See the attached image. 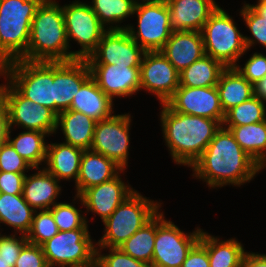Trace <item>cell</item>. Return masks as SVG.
I'll list each match as a JSON object with an SVG mask.
<instances>
[{
    "instance_id": "6da1fadb",
    "label": "cell",
    "mask_w": 266,
    "mask_h": 267,
    "mask_svg": "<svg viewBox=\"0 0 266 267\" xmlns=\"http://www.w3.org/2000/svg\"><path fill=\"white\" fill-rule=\"evenodd\" d=\"M191 169L192 176L206 182L210 188L230 184L240 187L260 173L259 164L239 146L232 132L223 125Z\"/></svg>"
},
{
    "instance_id": "7a4b0ae2",
    "label": "cell",
    "mask_w": 266,
    "mask_h": 267,
    "mask_svg": "<svg viewBox=\"0 0 266 267\" xmlns=\"http://www.w3.org/2000/svg\"><path fill=\"white\" fill-rule=\"evenodd\" d=\"M161 107L162 133L172 159L191 168L222 125L214 119L175 112L165 103Z\"/></svg>"
},
{
    "instance_id": "3957f363",
    "label": "cell",
    "mask_w": 266,
    "mask_h": 267,
    "mask_svg": "<svg viewBox=\"0 0 266 267\" xmlns=\"http://www.w3.org/2000/svg\"><path fill=\"white\" fill-rule=\"evenodd\" d=\"M62 6L55 0H44L37 8L31 23L27 61H71L74 51L69 50Z\"/></svg>"
},
{
    "instance_id": "277c9868",
    "label": "cell",
    "mask_w": 266,
    "mask_h": 267,
    "mask_svg": "<svg viewBox=\"0 0 266 267\" xmlns=\"http://www.w3.org/2000/svg\"><path fill=\"white\" fill-rule=\"evenodd\" d=\"M44 0L0 1V64L21 59L27 52L31 23Z\"/></svg>"
},
{
    "instance_id": "5b68a950",
    "label": "cell",
    "mask_w": 266,
    "mask_h": 267,
    "mask_svg": "<svg viewBox=\"0 0 266 267\" xmlns=\"http://www.w3.org/2000/svg\"><path fill=\"white\" fill-rule=\"evenodd\" d=\"M161 204L135 190L103 222L104 234L96 248H119L160 211Z\"/></svg>"
},
{
    "instance_id": "8992f818",
    "label": "cell",
    "mask_w": 266,
    "mask_h": 267,
    "mask_svg": "<svg viewBox=\"0 0 266 267\" xmlns=\"http://www.w3.org/2000/svg\"><path fill=\"white\" fill-rule=\"evenodd\" d=\"M1 77L24 97L55 112L53 62L15 60L3 65Z\"/></svg>"
},
{
    "instance_id": "52a82bcc",
    "label": "cell",
    "mask_w": 266,
    "mask_h": 267,
    "mask_svg": "<svg viewBox=\"0 0 266 267\" xmlns=\"http://www.w3.org/2000/svg\"><path fill=\"white\" fill-rule=\"evenodd\" d=\"M206 55L222 63L226 68L237 66V62L247 51L244 35L236 23L220 6L211 14L202 30Z\"/></svg>"
},
{
    "instance_id": "ba28073f",
    "label": "cell",
    "mask_w": 266,
    "mask_h": 267,
    "mask_svg": "<svg viewBox=\"0 0 266 267\" xmlns=\"http://www.w3.org/2000/svg\"><path fill=\"white\" fill-rule=\"evenodd\" d=\"M134 14L138 18L137 30L131 24L125 25V30L145 51H160L173 32L166 0L137 2Z\"/></svg>"
},
{
    "instance_id": "9c48e42d",
    "label": "cell",
    "mask_w": 266,
    "mask_h": 267,
    "mask_svg": "<svg viewBox=\"0 0 266 267\" xmlns=\"http://www.w3.org/2000/svg\"><path fill=\"white\" fill-rule=\"evenodd\" d=\"M89 228L59 231L41 245L49 267H79L96 260V244Z\"/></svg>"
},
{
    "instance_id": "30bf717a",
    "label": "cell",
    "mask_w": 266,
    "mask_h": 267,
    "mask_svg": "<svg viewBox=\"0 0 266 267\" xmlns=\"http://www.w3.org/2000/svg\"><path fill=\"white\" fill-rule=\"evenodd\" d=\"M201 228L184 233L163 212L156 214V237L151 267H181L192 247L199 241Z\"/></svg>"
},
{
    "instance_id": "8fae6325",
    "label": "cell",
    "mask_w": 266,
    "mask_h": 267,
    "mask_svg": "<svg viewBox=\"0 0 266 267\" xmlns=\"http://www.w3.org/2000/svg\"><path fill=\"white\" fill-rule=\"evenodd\" d=\"M0 97L5 102L9 114V126L12 125L46 133L57 132V114L48 107L41 106L24 97L9 81L0 84Z\"/></svg>"
},
{
    "instance_id": "7c38bea8",
    "label": "cell",
    "mask_w": 266,
    "mask_h": 267,
    "mask_svg": "<svg viewBox=\"0 0 266 267\" xmlns=\"http://www.w3.org/2000/svg\"><path fill=\"white\" fill-rule=\"evenodd\" d=\"M62 11L68 43L73 39L81 46L80 50L74 51V59H87L108 29L100 23L89 3L75 0L63 5Z\"/></svg>"
},
{
    "instance_id": "4fadbf2b",
    "label": "cell",
    "mask_w": 266,
    "mask_h": 267,
    "mask_svg": "<svg viewBox=\"0 0 266 267\" xmlns=\"http://www.w3.org/2000/svg\"><path fill=\"white\" fill-rule=\"evenodd\" d=\"M131 115L118 114L96 122L90 150L113 160L123 170L128 166Z\"/></svg>"
},
{
    "instance_id": "5bb4252c",
    "label": "cell",
    "mask_w": 266,
    "mask_h": 267,
    "mask_svg": "<svg viewBox=\"0 0 266 267\" xmlns=\"http://www.w3.org/2000/svg\"><path fill=\"white\" fill-rule=\"evenodd\" d=\"M180 86L179 72L161 51H146L140 66V90L165 103Z\"/></svg>"
},
{
    "instance_id": "9a60e30c",
    "label": "cell",
    "mask_w": 266,
    "mask_h": 267,
    "mask_svg": "<svg viewBox=\"0 0 266 267\" xmlns=\"http://www.w3.org/2000/svg\"><path fill=\"white\" fill-rule=\"evenodd\" d=\"M165 104L175 112L214 119L221 125L225 119L216 86H179Z\"/></svg>"
},
{
    "instance_id": "2e32d148",
    "label": "cell",
    "mask_w": 266,
    "mask_h": 267,
    "mask_svg": "<svg viewBox=\"0 0 266 267\" xmlns=\"http://www.w3.org/2000/svg\"><path fill=\"white\" fill-rule=\"evenodd\" d=\"M145 52L126 30H107L86 61L88 64L141 66Z\"/></svg>"
},
{
    "instance_id": "e0dca14e",
    "label": "cell",
    "mask_w": 266,
    "mask_h": 267,
    "mask_svg": "<svg viewBox=\"0 0 266 267\" xmlns=\"http://www.w3.org/2000/svg\"><path fill=\"white\" fill-rule=\"evenodd\" d=\"M91 77L86 59L53 62L55 113L70 108L75 94Z\"/></svg>"
},
{
    "instance_id": "ac0fdd59",
    "label": "cell",
    "mask_w": 266,
    "mask_h": 267,
    "mask_svg": "<svg viewBox=\"0 0 266 267\" xmlns=\"http://www.w3.org/2000/svg\"><path fill=\"white\" fill-rule=\"evenodd\" d=\"M122 172L124 170L113 179L86 189L80 196L75 195L73 201L79 199L87 209L85 212L99 215L104 222L135 191L121 179Z\"/></svg>"
},
{
    "instance_id": "d6986e66",
    "label": "cell",
    "mask_w": 266,
    "mask_h": 267,
    "mask_svg": "<svg viewBox=\"0 0 266 267\" xmlns=\"http://www.w3.org/2000/svg\"><path fill=\"white\" fill-rule=\"evenodd\" d=\"M91 77L98 87L112 99L130 97L140 91V66L117 64H88Z\"/></svg>"
},
{
    "instance_id": "ffe728a7",
    "label": "cell",
    "mask_w": 266,
    "mask_h": 267,
    "mask_svg": "<svg viewBox=\"0 0 266 267\" xmlns=\"http://www.w3.org/2000/svg\"><path fill=\"white\" fill-rule=\"evenodd\" d=\"M173 31H199L218 8L215 0H166Z\"/></svg>"
},
{
    "instance_id": "44dd1931",
    "label": "cell",
    "mask_w": 266,
    "mask_h": 267,
    "mask_svg": "<svg viewBox=\"0 0 266 267\" xmlns=\"http://www.w3.org/2000/svg\"><path fill=\"white\" fill-rule=\"evenodd\" d=\"M160 51L180 73L205 55L202 33L173 31Z\"/></svg>"
},
{
    "instance_id": "7402d4cb",
    "label": "cell",
    "mask_w": 266,
    "mask_h": 267,
    "mask_svg": "<svg viewBox=\"0 0 266 267\" xmlns=\"http://www.w3.org/2000/svg\"><path fill=\"white\" fill-rule=\"evenodd\" d=\"M35 170L38 171L34 174H26L22 191L23 198L35 211L49 210L57 203L55 200L61 194L60 181L43 166Z\"/></svg>"
},
{
    "instance_id": "603a6c76",
    "label": "cell",
    "mask_w": 266,
    "mask_h": 267,
    "mask_svg": "<svg viewBox=\"0 0 266 267\" xmlns=\"http://www.w3.org/2000/svg\"><path fill=\"white\" fill-rule=\"evenodd\" d=\"M122 170L113 160L101 153L84 150L79 176L75 183L76 195L80 196L86 189L113 179Z\"/></svg>"
},
{
    "instance_id": "cb8c5ba5",
    "label": "cell",
    "mask_w": 266,
    "mask_h": 267,
    "mask_svg": "<svg viewBox=\"0 0 266 267\" xmlns=\"http://www.w3.org/2000/svg\"><path fill=\"white\" fill-rule=\"evenodd\" d=\"M113 105V99L90 77L75 94L69 110L86 114L98 122L113 116Z\"/></svg>"
},
{
    "instance_id": "d4e9b609",
    "label": "cell",
    "mask_w": 266,
    "mask_h": 267,
    "mask_svg": "<svg viewBox=\"0 0 266 267\" xmlns=\"http://www.w3.org/2000/svg\"><path fill=\"white\" fill-rule=\"evenodd\" d=\"M83 149L66 144H47L46 161L44 167L57 180H75L77 182Z\"/></svg>"
},
{
    "instance_id": "484cf974",
    "label": "cell",
    "mask_w": 266,
    "mask_h": 267,
    "mask_svg": "<svg viewBox=\"0 0 266 267\" xmlns=\"http://www.w3.org/2000/svg\"><path fill=\"white\" fill-rule=\"evenodd\" d=\"M96 121L86 114L74 110H66L57 115V129L61 130L66 144L90 150Z\"/></svg>"
},
{
    "instance_id": "4316f807",
    "label": "cell",
    "mask_w": 266,
    "mask_h": 267,
    "mask_svg": "<svg viewBox=\"0 0 266 267\" xmlns=\"http://www.w3.org/2000/svg\"><path fill=\"white\" fill-rule=\"evenodd\" d=\"M216 87L224 113L254 96L253 85L235 67L221 73Z\"/></svg>"
},
{
    "instance_id": "83f0119b",
    "label": "cell",
    "mask_w": 266,
    "mask_h": 267,
    "mask_svg": "<svg viewBox=\"0 0 266 267\" xmlns=\"http://www.w3.org/2000/svg\"><path fill=\"white\" fill-rule=\"evenodd\" d=\"M202 230L199 241L207 248L209 267H241L243 244L235 238L220 240Z\"/></svg>"
},
{
    "instance_id": "f1b7e54d",
    "label": "cell",
    "mask_w": 266,
    "mask_h": 267,
    "mask_svg": "<svg viewBox=\"0 0 266 267\" xmlns=\"http://www.w3.org/2000/svg\"><path fill=\"white\" fill-rule=\"evenodd\" d=\"M34 212L22 194L0 192V223L12 227L14 233L26 235L30 231Z\"/></svg>"
},
{
    "instance_id": "f546056e",
    "label": "cell",
    "mask_w": 266,
    "mask_h": 267,
    "mask_svg": "<svg viewBox=\"0 0 266 267\" xmlns=\"http://www.w3.org/2000/svg\"><path fill=\"white\" fill-rule=\"evenodd\" d=\"M225 69L222 63L205 54L179 73L180 86L191 88L216 86Z\"/></svg>"
},
{
    "instance_id": "4dcf8cb0",
    "label": "cell",
    "mask_w": 266,
    "mask_h": 267,
    "mask_svg": "<svg viewBox=\"0 0 266 267\" xmlns=\"http://www.w3.org/2000/svg\"><path fill=\"white\" fill-rule=\"evenodd\" d=\"M12 131L10 128L7 141L33 169L39 168L42 162L45 163L48 144L45 142V137L48 136L46 133L24 130L17 134L18 136L11 138Z\"/></svg>"
},
{
    "instance_id": "1f68e13d",
    "label": "cell",
    "mask_w": 266,
    "mask_h": 267,
    "mask_svg": "<svg viewBox=\"0 0 266 267\" xmlns=\"http://www.w3.org/2000/svg\"><path fill=\"white\" fill-rule=\"evenodd\" d=\"M258 164L266 157V120L243 126H224Z\"/></svg>"
},
{
    "instance_id": "d6a6232c",
    "label": "cell",
    "mask_w": 266,
    "mask_h": 267,
    "mask_svg": "<svg viewBox=\"0 0 266 267\" xmlns=\"http://www.w3.org/2000/svg\"><path fill=\"white\" fill-rule=\"evenodd\" d=\"M136 3V0H92L90 6L106 29L125 30L119 23L134 15Z\"/></svg>"
},
{
    "instance_id": "836d02e7",
    "label": "cell",
    "mask_w": 266,
    "mask_h": 267,
    "mask_svg": "<svg viewBox=\"0 0 266 267\" xmlns=\"http://www.w3.org/2000/svg\"><path fill=\"white\" fill-rule=\"evenodd\" d=\"M156 237V215L119 248L136 260L152 266L153 249Z\"/></svg>"
},
{
    "instance_id": "e575fe53",
    "label": "cell",
    "mask_w": 266,
    "mask_h": 267,
    "mask_svg": "<svg viewBox=\"0 0 266 267\" xmlns=\"http://www.w3.org/2000/svg\"><path fill=\"white\" fill-rule=\"evenodd\" d=\"M266 120V106L257 97L232 107L225 113L223 126H243Z\"/></svg>"
},
{
    "instance_id": "d590c367",
    "label": "cell",
    "mask_w": 266,
    "mask_h": 267,
    "mask_svg": "<svg viewBox=\"0 0 266 267\" xmlns=\"http://www.w3.org/2000/svg\"><path fill=\"white\" fill-rule=\"evenodd\" d=\"M59 232L50 210L35 211L30 231L26 234L27 241L41 246Z\"/></svg>"
},
{
    "instance_id": "8d00e7d4",
    "label": "cell",
    "mask_w": 266,
    "mask_h": 267,
    "mask_svg": "<svg viewBox=\"0 0 266 267\" xmlns=\"http://www.w3.org/2000/svg\"><path fill=\"white\" fill-rule=\"evenodd\" d=\"M54 217L59 231H70L80 228H88V221L72 203L57 202L49 209Z\"/></svg>"
},
{
    "instance_id": "74e56055",
    "label": "cell",
    "mask_w": 266,
    "mask_h": 267,
    "mask_svg": "<svg viewBox=\"0 0 266 267\" xmlns=\"http://www.w3.org/2000/svg\"><path fill=\"white\" fill-rule=\"evenodd\" d=\"M241 17L245 21L247 28L251 32L252 38L244 36L246 49L249 50L254 44L259 43L266 47V20L257 14L245 3L240 10Z\"/></svg>"
},
{
    "instance_id": "f35d334b",
    "label": "cell",
    "mask_w": 266,
    "mask_h": 267,
    "mask_svg": "<svg viewBox=\"0 0 266 267\" xmlns=\"http://www.w3.org/2000/svg\"><path fill=\"white\" fill-rule=\"evenodd\" d=\"M107 249L109 254L101 253ZM96 260L99 267H150L124 253L120 248H96Z\"/></svg>"
},
{
    "instance_id": "ab89813d",
    "label": "cell",
    "mask_w": 266,
    "mask_h": 267,
    "mask_svg": "<svg viewBox=\"0 0 266 267\" xmlns=\"http://www.w3.org/2000/svg\"><path fill=\"white\" fill-rule=\"evenodd\" d=\"M33 170L32 166L23 159L7 141L0 148V171L25 173Z\"/></svg>"
},
{
    "instance_id": "60d3db41",
    "label": "cell",
    "mask_w": 266,
    "mask_h": 267,
    "mask_svg": "<svg viewBox=\"0 0 266 267\" xmlns=\"http://www.w3.org/2000/svg\"><path fill=\"white\" fill-rule=\"evenodd\" d=\"M235 68L254 85L266 76V55L255 52L244 67L237 65Z\"/></svg>"
},
{
    "instance_id": "b9f144b4",
    "label": "cell",
    "mask_w": 266,
    "mask_h": 267,
    "mask_svg": "<svg viewBox=\"0 0 266 267\" xmlns=\"http://www.w3.org/2000/svg\"><path fill=\"white\" fill-rule=\"evenodd\" d=\"M14 267H49L42 247L27 242L20 251Z\"/></svg>"
},
{
    "instance_id": "7bdbcfd3",
    "label": "cell",
    "mask_w": 266,
    "mask_h": 267,
    "mask_svg": "<svg viewBox=\"0 0 266 267\" xmlns=\"http://www.w3.org/2000/svg\"><path fill=\"white\" fill-rule=\"evenodd\" d=\"M2 235L0 232V255L5 260H17L23 246L28 242L26 235Z\"/></svg>"
},
{
    "instance_id": "ee69618b",
    "label": "cell",
    "mask_w": 266,
    "mask_h": 267,
    "mask_svg": "<svg viewBox=\"0 0 266 267\" xmlns=\"http://www.w3.org/2000/svg\"><path fill=\"white\" fill-rule=\"evenodd\" d=\"M26 173L0 171V192L10 195L22 194Z\"/></svg>"
},
{
    "instance_id": "f6af8a7d",
    "label": "cell",
    "mask_w": 266,
    "mask_h": 267,
    "mask_svg": "<svg viewBox=\"0 0 266 267\" xmlns=\"http://www.w3.org/2000/svg\"><path fill=\"white\" fill-rule=\"evenodd\" d=\"M181 267H209L207 248L198 241L189 251Z\"/></svg>"
},
{
    "instance_id": "bcb514c9",
    "label": "cell",
    "mask_w": 266,
    "mask_h": 267,
    "mask_svg": "<svg viewBox=\"0 0 266 267\" xmlns=\"http://www.w3.org/2000/svg\"><path fill=\"white\" fill-rule=\"evenodd\" d=\"M9 126V114L5 102L0 97V148L7 142Z\"/></svg>"
},
{
    "instance_id": "7dc6e473",
    "label": "cell",
    "mask_w": 266,
    "mask_h": 267,
    "mask_svg": "<svg viewBox=\"0 0 266 267\" xmlns=\"http://www.w3.org/2000/svg\"><path fill=\"white\" fill-rule=\"evenodd\" d=\"M241 267H266V254L245 252Z\"/></svg>"
},
{
    "instance_id": "c3c4849f",
    "label": "cell",
    "mask_w": 266,
    "mask_h": 267,
    "mask_svg": "<svg viewBox=\"0 0 266 267\" xmlns=\"http://www.w3.org/2000/svg\"><path fill=\"white\" fill-rule=\"evenodd\" d=\"M254 96L262 102H266V76L253 85Z\"/></svg>"
},
{
    "instance_id": "681fc988",
    "label": "cell",
    "mask_w": 266,
    "mask_h": 267,
    "mask_svg": "<svg viewBox=\"0 0 266 267\" xmlns=\"http://www.w3.org/2000/svg\"><path fill=\"white\" fill-rule=\"evenodd\" d=\"M257 4L255 5H251L249 4V6L257 13L259 14L261 17L265 18L266 20V0H257Z\"/></svg>"
},
{
    "instance_id": "f907efd6",
    "label": "cell",
    "mask_w": 266,
    "mask_h": 267,
    "mask_svg": "<svg viewBox=\"0 0 266 267\" xmlns=\"http://www.w3.org/2000/svg\"><path fill=\"white\" fill-rule=\"evenodd\" d=\"M16 260H5L0 255V267H14Z\"/></svg>"
},
{
    "instance_id": "816d5d0a",
    "label": "cell",
    "mask_w": 266,
    "mask_h": 267,
    "mask_svg": "<svg viewBox=\"0 0 266 267\" xmlns=\"http://www.w3.org/2000/svg\"><path fill=\"white\" fill-rule=\"evenodd\" d=\"M266 167V157L259 163V171Z\"/></svg>"
},
{
    "instance_id": "f5cc1de1",
    "label": "cell",
    "mask_w": 266,
    "mask_h": 267,
    "mask_svg": "<svg viewBox=\"0 0 266 267\" xmlns=\"http://www.w3.org/2000/svg\"><path fill=\"white\" fill-rule=\"evenodd\" d=\"M79 267H99L97 260H95L93 263L85 265V266H79Z\"/></svg>"
},
{
    "instance_id": "db71d44e",
    "label": "cell",
    "mask_w": 266,
    "mask_h": 267,
    "mask_svg": "<svg viewBox=\"0 0 266 267\" xmlns=\"http://www.w3.org/2000/svg\"><path fill=\"white\" fill-rule=\"evenodd\" d=\"M2 69H3V66L0 64V76H2Z\"/></svg>"
},
{
    "instance_id": "11a10c76",
    "label": "cell",
    "mask_w": 266,
    "mask_h": 267,
    "mask_svg": "<svg viewBox=\"0 0 266 267\" xmlns=\"http://www.w3.org/2000/svg\"><path fill=\"white\" fill-rule=\"evenodd\" d=\"M140 1H151V0H140ZM136 2H139V0H136Z\"/></svg>"
}]
</instances>
